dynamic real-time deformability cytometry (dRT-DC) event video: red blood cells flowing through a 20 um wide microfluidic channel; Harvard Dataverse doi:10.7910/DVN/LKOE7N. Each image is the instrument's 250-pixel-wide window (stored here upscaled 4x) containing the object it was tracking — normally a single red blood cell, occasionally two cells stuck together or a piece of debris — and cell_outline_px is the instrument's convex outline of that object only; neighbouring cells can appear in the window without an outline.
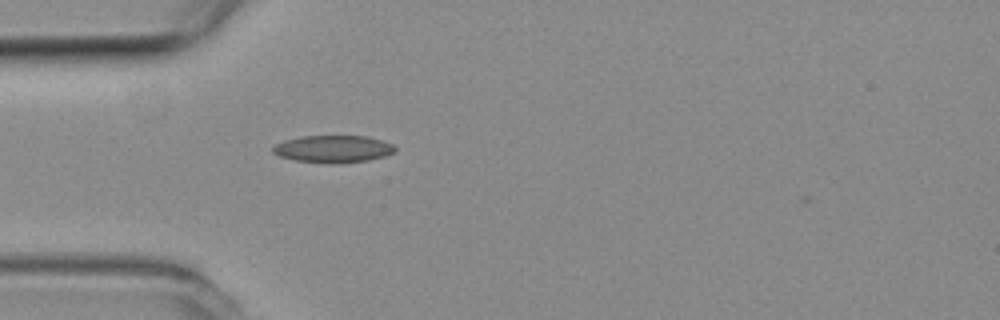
{"species": "common noctule bat (a hibernating species)", "species_latin": "Nyctalus noctula", "temperature_condition": "room temperature", "stored_images_in_passage": 5, "camera_frame_rate_fps": 3000, "um_per_image_px": 0.085, "animal": {"sex": "female", "body_mass_g": 19.3, "forearm_length_mm": 54.1}, "frame": {"image": 1, "passage_image": 4, "time_ms": 1.0, "image_size_px": [1000, 320], "cell_outline_px": [[396, 152], [384, 156], [368, 160], [340, 164], [296, 160], [280, 156], [272, 152], [272, 148], [276, 144], [284, 140], [300, 136], [368, 136], [384, 140], [392, 144], [396, 148]], "centroid_in_image_um": [28.36, 12.65], "position_along_channel_um": 56.6, "area_um2": 19.48}}